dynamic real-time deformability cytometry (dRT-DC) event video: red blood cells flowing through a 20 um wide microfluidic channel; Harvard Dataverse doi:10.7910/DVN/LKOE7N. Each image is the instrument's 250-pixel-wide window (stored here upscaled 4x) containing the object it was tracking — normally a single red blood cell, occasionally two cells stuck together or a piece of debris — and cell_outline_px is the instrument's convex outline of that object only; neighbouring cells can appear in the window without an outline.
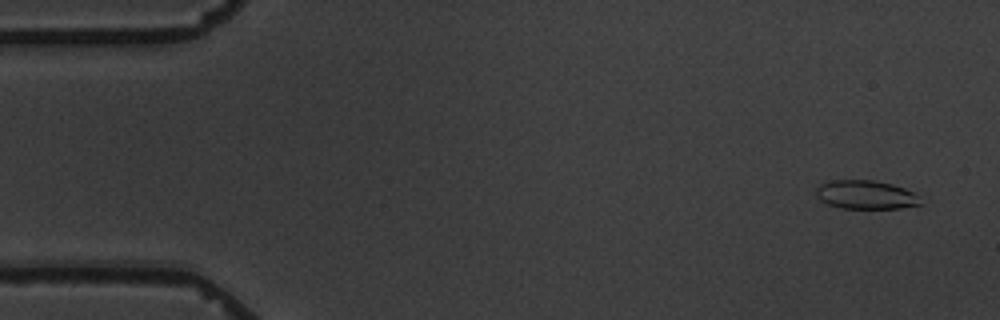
{"species": "common noctule bat (a hibernating species)", "species_latin": "Nyctalus noctula", "temperature_condition": "warm", "stored_images_in_passage": 4, "camera_frame_rate_fps": 3000, "um_per_image_px": 0.085, "animal": {"sex": "male", "body_mass_g": 19.5, "forearm_length_mm": 54.6}, "frame": {"image": 1, "passage_image": 1, "time_ms": 0.0, "image_size_px": [1000, 320], "cell_outline_px": [[920, 204], [900, 208], [840, 208], [828, 204], [820, 200], [816, 196], [816, 188], [820, 184], [832, 180], [872, 180], [892, 184], [904, 188], [912, 192], [916, 196]], "centroid_in_image_um": [73.52, 16.55], "position_along_channel_um": 11.5, "area_um2": 17.22}}